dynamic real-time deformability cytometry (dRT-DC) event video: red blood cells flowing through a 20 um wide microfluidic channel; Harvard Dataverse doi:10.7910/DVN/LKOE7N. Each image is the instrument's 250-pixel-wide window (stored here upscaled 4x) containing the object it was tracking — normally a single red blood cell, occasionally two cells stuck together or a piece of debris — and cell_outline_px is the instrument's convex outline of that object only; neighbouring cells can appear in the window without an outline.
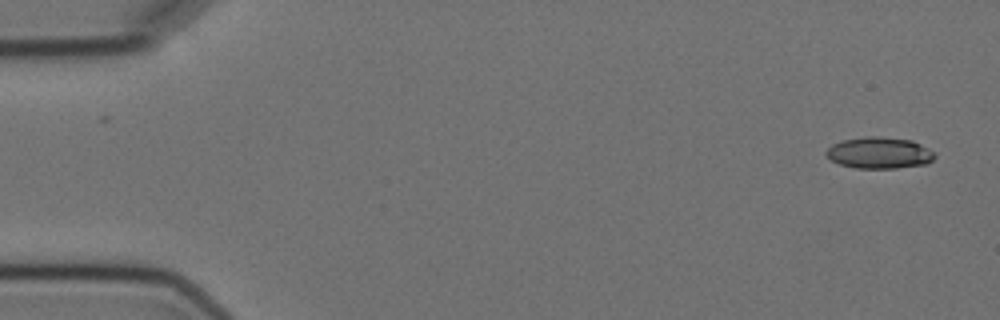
{"species": "Egyptian fruit bat (a non-hibernating species)", "species_latin": "Rousettus aegyptiacus", "temperature_condition": "cold", "stored_images_in_passage": 5, "segment_of_instrument_passage": [1, 2], "camera_frame_rate_fps": 3000, "um_per_image_px": 0.085, "animal": {"sex": "female"}, "frame": {"image": 1, "passage_image": 1, "time_ms": 0.0, "image_size_px": [1000, 320], "cell_outline_px": [[936, 156], [928, 164], [896, 168], [856, 168], [840, 164], [832, 160], [824, 152], [832, 144], [844, 140], [864, 136], [876, 136], [912, 140], [936, 152]], "centroid_in_image_um": [74.78, 12.99], "position_along_channel_um": 10.2, "area_um2": 19.94}}